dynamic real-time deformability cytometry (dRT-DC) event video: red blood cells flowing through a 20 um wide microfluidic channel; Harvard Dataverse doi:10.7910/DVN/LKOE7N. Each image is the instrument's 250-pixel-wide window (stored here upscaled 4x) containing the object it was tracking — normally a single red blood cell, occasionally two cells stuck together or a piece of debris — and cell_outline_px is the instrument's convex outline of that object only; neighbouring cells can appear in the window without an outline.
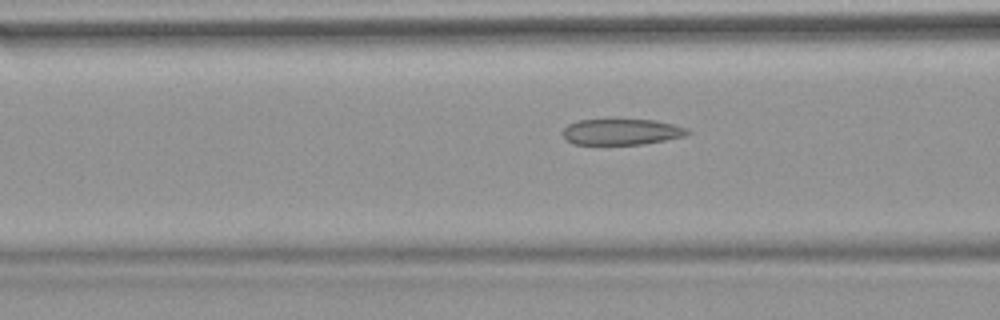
{"species": "common noctule bat (a hibernating species)", "species_latin": "Nyctalus noctula", "temperature_condition": "warm", "stored_images_in_passage": 50, "camera_frame_rate_fps": 3000, "um_per_image_px": 0.085, "animal": {"sex": "female", "body_mass_g": 18.4}, "frame": {"image": 1, "passage_image": 21, "time_ms": 6.667, "image_size_px": [1000, 320], "cell_outline_px": [[692, 132], [684, 136], [644, 144], [572, 144], [564, 140], [560, 132], [568, 124], [576, 120], [604, 116], [656, 120], [688, 128]], "centroid_in_image_um": [52.74, 11.14], "position_along_channel_um": 113.9, "area_um2": 20.17}}
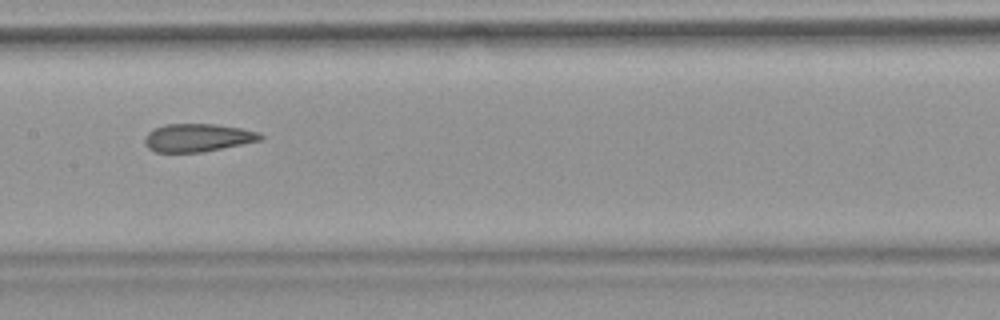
{"frame": {"image": 2, "passage_image": 27, "time_ms": 8.667, "image_size_px": [1000, 320], "cell_outline_px": [[264, 140], [200, 152], [156, 152], [148, 148], [144, 144], [144, 136], [148, 132], [164, 124], [216, 124], [240, 128], [260, 132], [264, 136]], "centroid_in_image_um": [16.81, 11.7], "position_along_channel_um": 190.6, "area_um2": 18.96}}
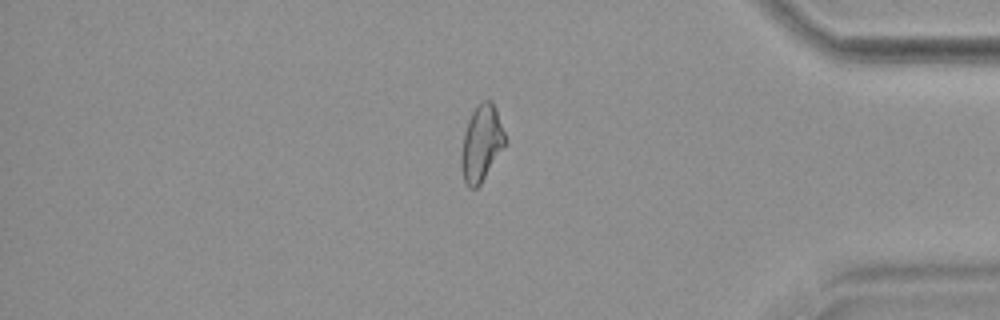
{"frame": {"image": 3, "passage_image": 45, "time_ms": 14.667, "image_size_px": [1000, 320], "cell_outline_px": [[508, 140], [480, 184], [476, 188], [468, 188], [464, 180], [460, 168], [460, 156], [464, 132], [468, 120], [472, 112], [480, 100], [488, 96], [492, 100], [496, 108]], "centroid_in_image_um": [40.92, 12.12], "position_along_channel_um": 394.3, "area_um2": 19.83}}